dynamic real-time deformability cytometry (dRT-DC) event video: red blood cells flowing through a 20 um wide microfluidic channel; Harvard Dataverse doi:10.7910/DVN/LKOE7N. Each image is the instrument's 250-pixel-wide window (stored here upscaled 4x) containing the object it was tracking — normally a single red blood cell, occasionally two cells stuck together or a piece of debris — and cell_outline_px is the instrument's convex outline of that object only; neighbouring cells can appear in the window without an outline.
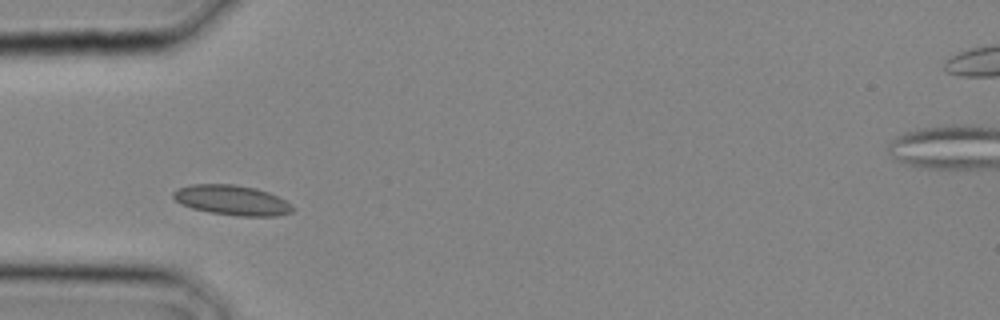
{"species": "common noctule bat (a hibernating species)", "species_latin": "Nyctalus noctula", "temperature_condition": "cold", "stored_images_in_passage": 20, "camera_frame_rate_fps": 3000, "um_per_image_px": 0.085, "animal": {"sex": "male", "body_mass_g": 20.4}, "frame": {"image": 1, "passage_image": 1, "time_ms": 0.0, "image_size_px": [1000, 320], "cell_outline_px": [[296, 208], [292, 212], [276, 216], [236, 216], [208, 212], [192, 208], [180, 204], [172, 196], [172, 192], [180, 188], [192, 184], [236, 184], [256, 188], [268, 192], [292, 204]], "centroid_in_image_um": [19.73, 17.02], "position_along_channel_um": 65.3, "area_um2": 20.98}}
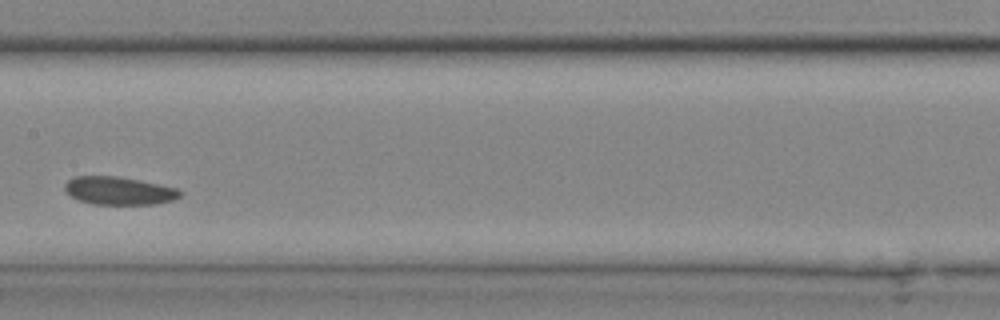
{"frame": {"image": 2, "passage_image": 7, "time_ms": 2.0, "image_size_px": [1000, 320], "cell_outline_px": [[180, 196], [172, 200], [156, 204], [92, 204], [80, 200], [72, 196], [64, 188], [64, 184], [68, 180], [76, 176], [116, 176], [140, 180], [176, 188], [180, 192]], "centroid_in_image_um": [10.09, 16.21], "position_along_channel_um": 197.3, "area_um2": 18.55}}
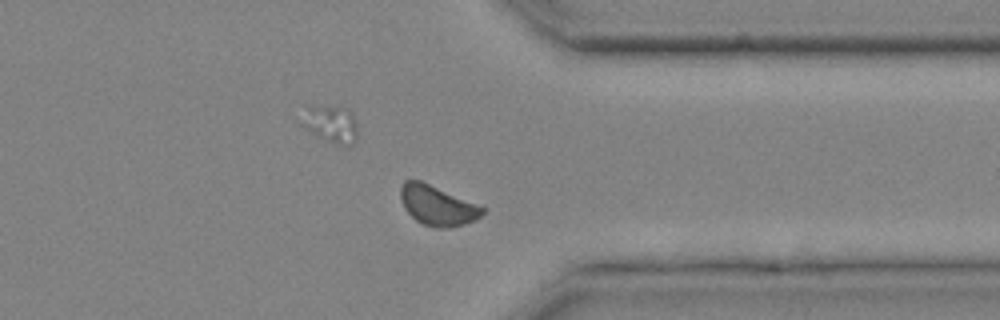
{"frame": {"image": 3, "passage_image": 15, "time_ms": 4.667, "image_size_px": [1000, 320], "cell_outline_px": [[488, 208], [476, 220], [464, 224], [448, 228], [436, 228], [424, 224], [416, 220], [404, 208], [400, 196], [400, 188], [404, 180], [420, 180]], "centroid_in_image_um": [37.2, 17.46], "position_along_channel_um": 374.2, "area_um2": 19.07}}